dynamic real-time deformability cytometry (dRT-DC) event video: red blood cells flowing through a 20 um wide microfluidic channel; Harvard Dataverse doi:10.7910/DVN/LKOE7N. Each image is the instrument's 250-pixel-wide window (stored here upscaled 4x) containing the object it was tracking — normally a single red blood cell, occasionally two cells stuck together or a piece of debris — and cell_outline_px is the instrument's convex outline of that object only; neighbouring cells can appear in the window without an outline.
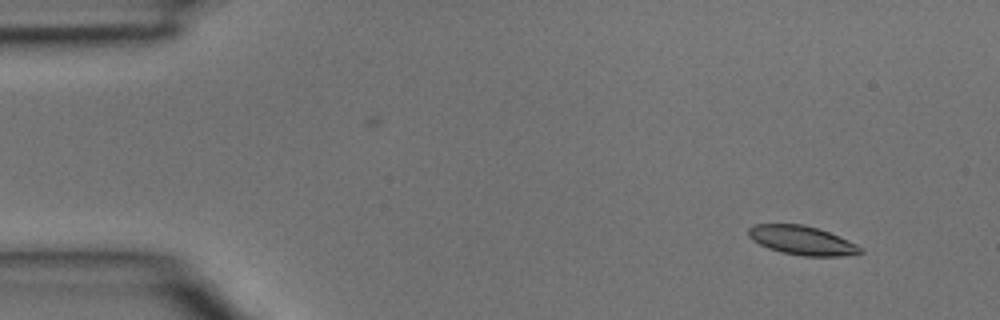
{"species": "common noctule bat (a hibernating species)", "species_latin": "Nyctalus noctula", "temperature_condition": "room temperature", "stored_images_in_passage": 4, "segment_of_instrument_passage": [2, 2], "camera_frame_rate_fps": 3000, "um_per_image_px": 0.085, "animal": {"sex": "male", "body_mass_g": 15.6}, "frame": {"image": 1, "passage_image": 4, "time_ms": 1.0, "image_size_px": [1000, 320], "cell_outline_px": [[864, 252], [856, 256], [804, 256], [780, 252], [768, 248], [752, 240], [748, 236], [748, 228], [756, 224], [804, 224], [828, 232], [856, 244], [864, 248]], "centroid_in_image_um": [68.2, 20.45], "position_along_channel_um": 16.8, "area_um2": 19.02}}